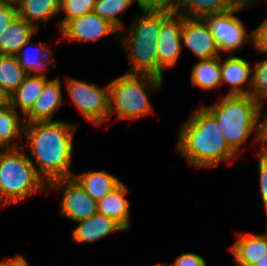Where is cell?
<instances>
[{"instance_id": "6da1fadb", "label": "cell", "mask_w": 267, "mask_h": 266, "mask_svg": "<svg viewBox=\"0 0 267 266\" xmlns=\"http://www.w3.org/2000/svg\"><path fill=\"white\" fill-rule=\"evenodd\" d=\"M78 125L64 120L25 123L24 136L31 152L29 160L38 175L50 182L73 177L74 135Z\"/></svg>"}, {"instance_id": "7a4b0ae2", "label": "cell", "mask_w": 267, "mask_h": 266, "mask_svg": "<svg viewBox=\"0 0 267 266\" xmlns=\"http://www.w3.org/2000/svg\"><path fill=\"white\" fill-rule=\"evenodd\" d=\"M176 150L189 167L198 170L239 159L226 143L215 118L201 105L180 128Z\"/></svg>"}, {"instance_id": "3957f363", "label": "cell", "mask_w": 267, "mask_h": 266, "mask_svg": "<svg viewBox=\"0 0 267 266\" xmlns=\"http://www.w3.org/2000/svg\"><path fill=\"white\" fill-rule=\"evenodd\" d=\"M202 106L215 118L226 143L239 157L251 135H255L251 143L257 145L261 104L251 95L218 96L213 104Z\"/></svg>"}, {"instance_id": "277c9868", "label": "cell", "mask_w": 267, "mask_h": 266, "mask_svg": "<svg viewBox=\"0 0 267 266\" xmlns=\"http://www.w3.org/2000/svg\"><path fill=\"white\" fill-rule=\"evenodd\" d=\"M130 26L119 32V45L125 50L130 74H147L158 78L157 43L162 12L142 11Z\"/></svg>"}, {"instance_id": "5b68a950", "label": "cell", "mask_w": 267, "mask_h": 266, "mask_svg": "<svg viewBox=\"0 0 267 266\" xmlns=\"http://www.w3.org/2000/svg\"><path fill=\"white\" fill-rule=\"evenodd\" d=\"M47 190L48 185L22 145L0 151V206L12 205L34 194L46 195Z\"/></svg>"}, {"instance_id": "8992f818", "label": "cell", "mask_w": 267, "mask_h": 266, "mask_svg": "<svg viewBox=\"0 0 267 266\" xmlns=\"http://www.w3.org/2000/svg\"><path fill=\"white\" fill-rule=\"evenodd\" d=\"M164 79L147 74H122L108 83L109 118L137 120L152 115L150 94L162 89Z\"/></svg>"}, {"instance_id": "52a82bcc", "label": "cell", "mask_w": 267, "mask_h": 266, "mask_svg": "<svg viewBox=\"0 0 267 266\" xmlns=\"http://www.w3.org/2000/svg\"><path fill=\"white\" fill-rule=\"evenodd\" d=\"M65 84L70 103L93 126L99 127L109 120V88L97 86L81 79L67 76Z\"/></svg>"}, {"instance_id": "ba28073f", "label": "cell", "mask_w": 267, "mask_h": 266, "mask_svg": "<svg viewBox=\"0 0 267 266\" xmlns=\"http://www.w3.org/2000/svg\"><path fill=\"white\" fill-rule=\"evenodd\" d=\"M244 11L230 9L227 12L204 17L220 52L227 56L240 50L248 40L252 44V31L249 33L245 23L236 14Z\"/></svg>"}, {"instance_id": "9c48e42d", "label": "cell", "mask_w": 267, "mask_h": 266, "mask_svg": "<svg viewBox=\"0 0 267 266\" xmlns=\"http://www.w3.org/2000/svg\"><path fill=\"white\" fill-rule=\"evenodd\" d=\"M47 191L59 192V215L73 222L86 220L97 214V202L91 198L74 177H66L52 181Z\"/></svg>"}, {"instance_id": "30bf717a", "label": "cell", "mask_w": 267, "mask_h": 266, "mask_svg": "<svg viewBox=\"0 0 267 266\" xmlns=\"http://www.w3.org/2000/svg\"><path fill=\"white\" fill-rule=\"evenodd\" d=\"M183 15L178 12H162L158 37V78L164 79V71L172 69L181 54Z\"/></svg>"}, {"instance_id": "8fae6325", "label": "cell", "mask_w": 267, "mask_h": 266, "mask_svg": "<svg viewBox=\"0 0 267 266\" xmlns=\"http://www.w3.org/2000/svg\"><path fill=\"white\" fill-rule=\"evenodd\" d=\"M119 32L120 31L109 21L102 19L94 12H90L81 17L67 21L58 31L62 39L56 41V45L63 40L76 43L94 42L108 35L115 36L117 42H119Z\"/></svg>"}, {"instance_id": "7c38bea8", "label": "cell", "mask_w": 267, "mask_h": 266, "mask_svg": "<svg viewBox=\"0 0 267 266\" xmlns=\"http://www.w3.org/2000/svg\"><path fill=\"white\" fill-rule=\"evenodd\" d=\"M182 48L189 49L198 59L222 56L203 19H190L183 16Z\"/></svg>"}, {"instance_id": "4fadbf2b", "label": "cell", "mask_w": 267, "mask_h": 266, "mask_svg": "<svg viewBox=\"0 0 267 266\" xmlns=\"http://www.w3.org/2000/svg\"><path fill=\"white\" fill-rule=\"evenodd\" d=\"M220 68L221 86L230 87L225 95H250L252 66L248 60L231 54L222 60L220 56Z\"/></svg>"}, {"instance_id": "5bb4252c", "label": "cell", "mask_w": 267, "mask_h": 266, "mask_svg": "<svg viewBox=\"0 0 267 266\" xmlns=\"http://www.w3.org/2000/svg\"><path fill=\"white\" fill-rule=\"evenodd\" d=\"M60 77L48 79L33 107L24 115L25 123L54 121L55 113L65 103Z\"/></svg>"}, {"instance_id": "9a60e30c", "label": "cell", "mask_w": 267, "mask_h": 266, "mask_svg": "<svg viewBox=\"0 0 267 266\" xmlns=\"http://www.w3.org/2000/svg\"><path fill=\"white\" fill-rule=\"evenodd\" d=\"M228 251L236 266H253L267 254V233L237 231Z\"/></svg>"}, {"instance_id": "2e32d148", "label": "cell", "mask_w": 267, "mask_h": 266, "mask_svg": "<svg viewBox=\"0 0 267 266\" xmlns=\"http://www.w3.org/2000/svg\"><path fill=\"white\" fill-rule=\"evenodd\" d=\"M71 230L70 237L74 243H93L113 232H125L110 217L100 213L77 222V225Z\"/></svg>"}, {"instance_id": "e0dca14e", "label": "cell", "mask_w": 267, "mask_h": 266, "mask_svg": "<svg viewBox=\"0 0 267 266\" xmlns=\"http://www.w3.org/2000/svg\"><path fill=\"white\" fill-rule=\"evenodd\" d=\"M31 40L17 53L18 62L27 74L46 76V70L49 65H51L52 69L57 68L52 49H49L46 43H35Z\"/></svg>"}, {"instance_id": "ac0fdd59", "label": "cell", "mask_w": 267, "mask_h": 266, "mask_svg": "<svg viewBox=\"0 0 267 266\" xmlns=\"http://www.w3.org/2000/svg\"><path fill=\"white\" fill-rule=\"evenodd\" d=\"M127 191V185L122 182L104 199L97 202V212L110 217L125 232L132 226L130 202L125 196Z\"/></svg>"}, {"instance_id": "d6986e66", "label": "cell", "mask_w": 267, "mask_h": 266, "mask_svg": "<svg viewBox=\"0 0 267 266\" xmlns=\"http://www.w3.org/2000/svg\"><path fill=\"white\" fill-rule=\"evenodd\" d=\"M47 80V76L27 74L19 87L7 98V103L24 116L41 95Z\"/></svg>"}, {"instance_id": "ffe728a7", "label": "cell", "mask_w": 267, "mask_h": 266, "mask_svg": "<svg viewBox=\"0 0 267 266\" xmlns=\"http://www.w3.org/2000/svg\"><path fill=\"white\" fill-rule=\"evenodd\" d=\"M38 29L23 18L16 19L0 34V54L17 55Z\"/></svg>"}, {"instance_id": "44dd1931", "label": "cell", "mask_w": 267, "mask_h": 266, "mask_svg": "<svg viewBox=\"0 0 267 266\" xmlns=\"http://www.w3.org/2000/svg\"><path fill=\"white\" fill-rule=\"evenodd\" d=\"M76 173L74 172L73 177L96 202L104 199L122 183L106 170Z\"/></svg>"}, {"instance_id": "7402d4cb", "label": "cell", "mask_w": 267, "mask_h": 266, "mask_svg": "<svg viewBox=\"0 0 267 266\" xmlns=\"http://www.w3.org/2000/svg\"><path fill=\"white\" fill-rule=\"evenodd\" d=\"M60 2L61 0H21L17 6L18 16L39 30L41 22L42 27H45L49 20L60 16Z\"/></svg>"}, {"instance_id": "603a6c76", "label": "cell", "mask_w": 267, "mask_h": 266, "mask_svg": "<svg viewBox=\"0 0 267 266\" xmlns=\"http://www.w3.org/2000/svg\"><path fill=\"white\" fill-rule=\"evenodd\" d=\"M24 128L22 114L8 103L0 107V143L5 148L21 146L19 140L24 136Z\"/></svg>"}, {"instance_id": "cb8c5ba5", "label": "cell", "mask_w": 267, "mask_h": 266, "mask_svg": "<svg viewBox=\"0 0 267 266\" xmlns=\"http://www.w3.org/2000/svg\"><path fill=\"white\" fill-rule=\"evenodd\" d=\"M190 82L203 91L218 90L221 87L220 56L198 59L191 68Z\"/></svg>"}, {"instance_id": "d4e9b609", "label": "cell", "mask_w": 267, "mask_h": 266, "mask_svg": "<svg viewBox=\"0 0 267 266\" xmlns=\"http://www.w3.org/2000/svg\"><path fill=\"white\" fill-rule=\"evenodd\" d=\"M230 9L224 0H176V12L190 19H203Z\"/></svg>"}, {"instance_id": "484cf974", "label": "cell", "mask_w": 267, "mask_h": 266, "mask_svg": "<svg viewBox=\"0 0 267 266\" xmlns=\"http://www.w3.org/2000/svg\"><path fill=\"white\" fill-rule=\"evenodd\" d=\"M26 75L16 55L0 54V90L6 98L19 87Z\"/></svg>"}, {"instance_id": "4316f807", "label": "cell", "mask_w": 267, "mask_h": 266, "mask_svg": "<svg viewBox=\"0 0 267 266\" xmlns=\"http://www.w3.org/2000/svg\"><path fill=\"white\" fill-rule=\"evenodd\" d=\"M133 3V0H95L93 12L122 31L124 23L119 15L125 14Z\"/></svg>"}, {"instance_id": "83f0119b", "label": "cell", "mask_w": 267, "mask_h": 266, "mask_svg": "<svg viewBox=\"0 0 267 266\" xmlns=\"http://www.w3.org/2000/svg\"><path fill=\"white\" fill-rule=\"evenodd\" d=\"M252 66L250 95L260 104H264L267 101V58L257 61Z\"/></svg>"}, {"instance_id": "f1b7e54d", "label": "cell", "mask_w": 267, "mask_h": 266, "mask_svg": "<svg viewBox=\"0 0 267 266\" xmlns=\"http://www.w3.org/2000/svg\"><path fill=\"white\" fill-rule=\"evenodd\" d=\"M95 0H61L60 2V13L63 12L65 15L58 20V31L59 29L69 20L83 16L84 14L93 12Z\"/></svg>"}, {"instance_id": "f546056e", "label": "cell", "mask_w": 267, "mask_h": 266, "mask_svg": "<svg viewBox=\"0 0 267 266\" xmlns=\"http://www.w3.org/2000/svg\"><path fill=\"white\" fill-rule=\"evenodd\" d=\"M142 11L172 13L176 11V0H133Z\"/></svg>"}, {"instance_id": "4dcf8cb0", "label": "cell", "mask_w": 267, "mask_h": 266, "mask_svg": "<svg viewBox=\"0 0 267 266\" xmlns=\"http://www.w3.org/2000/svg\"><path fill=\"white\" fill-rule=\"evenodd\" d=\"M258 165L256 169L259 171V189L261 194L262 204L265 208L267 216V155L257 152Z\"/></svg>"}, {"instance_id": "1f68e13d", "label": "cell", "mask_w": 267, "mask_h": 266, "mask_svg": "<svg viewBox=\"0 0 267 266\" xmlns=\"http://www.w3.org/2000/svg\"><path fill=\"white\" fill-rule=\"evenodd\" d=\"M252 45L256 52L267 54V18L252 31Z\"/></svg>"}, {"instance_id": "d6a6232c", "label": "cell", "mask_w": 267, "mask_h": 266, "mask_svg": "<svg viewBox=\"0 0 267 266\" xmlns=\"http://www.w3.org/2000/svg\"><path fill=\"white\" fill-rule=\"evenodd\" d=\"M169 266H208L204 256L196 252L181 253Z\"/></svg>"}, {"instance_id": "836d02e7", "label": "cell", "mask_w": 267, "mask_h": 266, "mask_svg": "<svg viewBox=\"0 0 267 266\" xmlns=\"http://www.w3.org/2000/svg\"><path fill=\"white\" fill-rule=\"evenodd\" d=\"M263 105L261 104L260 110H259V125H258V140L257 144V150L256 153H261L267 155V113L263 116ZM262 117V119H261Z\"/></svg>"}, {"instance_id": "e575fe53", "label": "cell", "mask_w": 267, "mask_h": 266, "mask_svg": "<svg viewBox=\"0 0 267 266\" xmlns=\"http://www.w3.org/2000/svg\"><path fill=\"white\" fill-rule=\"evenodd\" d=\"M18 16V8L13 5L0 2V34L7 28Z\"/></svg>"}, {"instance_id": "d590c367", "label": "cell", "mask_w": 267, "mask_h": 266, "mask_svg": "<svg viewBox=\"0 0 267 266\" xmlns=\"http://www.w3.org/2000/svg\"><path fill=\"white\" fill-rule=\"evenodd\" d=\"M0 266H29V263L24 256L16 254L13 258L0 260Z\"/></svg>"}, {"instance_id": "8d00e7d4", "label": "cell", "mask_w": 267, "mask_h": 266, "mask_svg": "<svg viewBox=\"0 0 267 266\" xmlns=\"http://www.w3.org/2000/svg\"><path fill=\"white\" fill-rule=\"evenodd\" d=\"M224 1L231 9H240V10H245L251 5H256V3H258V0H224Z\"/></svg>"}, {"instance_id": "74e56055", "label": "cell", "mask_w": 267, "mask_h": 266, "mask_svg": "<svg viewBox=\"0 0 267 266\" xmlns=\"http://www.w3.org/2000/svg\"><path fill=\"white\" fill-rule=\"evenodd\" d=\"M253 266H267V254L259 259Z\"/></svg>"}, {"instance_id": "f35d334b", "label": "cell", "mask_w": 267, "mask_h": 266, "mask_svg": "<svg viewBox=\"0 0 267 266\" xmlns=\"http://www.w3.org/2000/svg\"><path fill=\"white\" fill-rule=\"evenodd\" d=\"M0 2L17 7L20 4L21 0H0Z\"/></svg>"}, {"instance_id": "ab89813d", "label": "cell", "mask_w": 267, "mask_h": 266, "mask_svg": "<svg viewBox=\"0 0 267 266\" xmlns=\"http://www.w3.org/2000/svg\"><path fill=\"white\" fill-rule=\"evenodd\" d=\"M6 103H7V98L0 90V107L5 105Z\"/></svg>"}, {"instance_id": "60d3db41", "label": "cell", "mask_w": 267, "mask_h": 266, "mask_svg": "<svg viewBox=\"0 0 267 266\" xmlns=\"http://www.w3.org/2000/svg\"><path fill=\"white\" fill-rule=\"evenodd\" d=\"M153 266V265H152ZM154 266H169V264H167V263H159V264H156V265H154Z\"/></svg>"}, {"instance_id": "b9f144b4", "label": "cell", "mask_w": 267, "mask_h": 266, "mask_svg": "<svg viewBox=\"0 0 267 266\" xmlns=\"http://www.w3.org/2000/svg\"><path fill=\"white\" fill-rule=\"evenodd\" d=\"M5 148L1 143H0V151Z\"/></svg>"}]
</instances>
